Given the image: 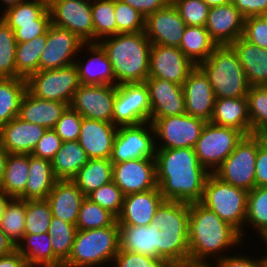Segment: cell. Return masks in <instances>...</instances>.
Wrapping results in <instances>:
<instances>
[{
	"label": "cell",
	"mask_w": 267,
	"mask_h": 267,
	"mask_svg": "<svg viewBox=\"0 0 267 267\" xmlns=\"http://www.w3.org/2000/svg\"><path fill=\"white\" fill-rule=\"evenodd\" d=\"M171 3L186 26L205 27L210 7L203 0H173Z\"/></svg>",
	"instance_id": "obj_52"
},
{
	"label": "cell",
	"mask_w": 267,
	"mask_h": 267,
	"mask_svg": "<svg viewBox=\"0 0 267 267\" xmlns=\"http://www.w3.org/2000/svg\"><path fill=\"white\" fill-rule=\"evenodd\" d=\"M232 3L245 19L267 12V0H232Z\"/></svg>",
	"instance_id": "obj_59"
},
{
	"label": "cell",
	"mask_w": 267,
	"mask_h": 267,
	"mask_svg": "<svg viewBox=\"0 0 267 267\" xmlns=\"http://www.w3.org/2000/svg\"><path fill=\"white\" fill-rule=\"evenodd\" d=\"M7 155L8 153L2 147L1 142H0V184L4 176V169H5Z\"/></svg>",
	"instance_id": "obj_65"
},
{
	"label": "cell",
	"mask_w": 267,
	"mask_h": 267,
	"mask_svg": "<svg viewBox=\"0 0 267 267\" xmlns=\"http://www.w3.org/2000/svg\"><path fill=\"white\" fill-rule=\"evenodd\" d=\"M31 0H1L0 2L3 4L2 6H5L3 11L6 10L9 7L15 6L17 3L20 2H27Z\"/></svg>",
	"instance_id": "obj_67"
},
{
	"label": "cell",
	"mask_w": 267,
	"mask_h": 267,
	"mask_svg": "<svg viewBox=\"0 0 267 267\" xmlns=\"http://www.w3.org/2000/svg\"><path fill=\"white\" fill-rule=\"evenodd\" d=\"M27 90L39 99L64 102L70 105L81 85L74 64L57 69L39 70L27 79Z\"/></svg>",
	"instance_id": "obj_8"
},
{
	"label": "cell",
	"mask_w": 267,
	"mask_h": 267,
	"mask_svg": "<svg viewBox=\"0 0 267 267\" xmlns=\"http://www.w3.org/2000/svg\"><path fill=\"white\" fill-rule=\"evenodd\" d=\"M91 11L94 27V43L117 34L114 0L92 1Z\"/></svg>",
	"instance_id": "obj_45"
},
{
	"label": "cell",
	"mask_w": 267,
	"mask_h": 267,
	"mask_svg": "<svg viewBox=\"0 0 267 267\" xmlns=\"http://www.w3.org/2000/svg\"><path fill=\"white\" fill-rule=\"evenodd\" d=\"M83 117L70 106L62 113L53 130L63 142L77 141Z\"/></svg>",
	"instance_id": "obj_54"
},
{
	"label": "cell",
	"mask_w": 267,
	"mask_h": 267,
	"mask_svg": "<svg viewBox=\"0 0 267 267\" xmlns=\"http://www.w3.org/2000/svg\"><path fill=\"white\" fill-rule=\"evenodd\" d=\"M85 197L72 180H57L46 200L50 204L53 217L76 225Z\"/></svg>",
	"instance_id": "obj_27"
},
{
	"label": "cell",
	"mask_w": 267,
	"mask_h": 267,
	"mask_svg": "<svg viewBox=\"0 0 267 267\" xmlns=\"http://www.w3.org/2000/svg\"><path fill=\"white\" fill-rule=\"evenodd\" d=\"M242 37L260 48L267 49L266 21L261 16L246 18Z\"/></svg>",
	"instance_id": "obj_56"
},
{
	"label": "cell",
	"mask_w": 267,
	"mask_h": 267,
	"mask_svg": "<svg viewBox=\"0 0 267 267\" xmlns=\"http://www.w3.org/2000/svg\"><path fill=\"white\" fill-rule=\"evenodd\" d=\"M217 47L203 26H186L180 46L183 54L195 65L205 61Z\"/></svg>",
	"instance_id": "obj_35"
},
{
	"label": "cell",
	"mask_w": 267,
	"mask_h": 267,
	"mask_svg": "<svg viewBox=\"0 0 267 267\" xmlns=\"http://www.w3.org/2000/svg\"><path fill=\"white\" fill-rule=\"evenodd\" d=\"M247 196V190L225 183L211 173L206 180L200 203L237 229L243 238Z\"/></svg>",
	"instance_id": "obj_6"
},
{
	"label": "cell",
	"mask_w": 267,
	"mask_h": 267,
	"mask_svg": "<svg viewBox=\"0 0 267 267\" xmlns=\"http://www.w3.org/2000/svg\"><path fill=\"white\" fill-rule=\"evenodd\" d=\"M98 43L111 62L116 86L145 82L149 74L152 46L145 32L119 33Z\"/></svg>",
	"instance_id": "obj_3"
},
{
	"label": "cell",
	"mask_w": 267,
	"mask_h": 267,
	"mask_svg": "<svg viewBox=\"0 0 267 267\" xmlns=\"http://www.w3.org/2000/svg\"><path fill=\"white\" fill-rule=\"evenodd\" d=\"M48 9V0H31L17 3L1 12L7 24L34 23Z\"/></svg>",
	"instance_id": "obj_49"
},
{
	"label": "cell",
	"mask_w": 267,
	"mask_h": 267,
	"mask_svg": "<svg viewBox=\"0 0 267 267\" xmlns=\"http://www.w3.org/2000/svg\"><path fill=\"white\" fill-rule=\"evenodd\" d=\"M119 241L118 222L104 228L78 230L63 267H100L107 266L108 262L112 264L120 249Z\"/></svg>",
	"instance_id": "obj_5"
},
{
	"label": "cell",
	"mask_w": 267,
	"mask_h": 267,
	"mask_svg": "<svg viewBox=\"0 0 267 267\" xmlns=\"http://www.w3.org/2000/svg\"><path fill=\"white\" fill-rule=\"evenodd\" d=\"M245 225L256 231L261 240L267 236V186L248 191Z\"/></svg>",
	"instance_id": "obj_40"
},
{
	"label": "cell",
	"mask_w": 267,
	"mask_h": 267,
	"mask_svg": "<svg viewBox=\"0 0 267 267\" xmlns=\"http://www.w3.org/2000/svg\"><path fill=\"white\" fill-rule=\"evenodd\" d=\"M186 24L172 3L145 18V34L153 44L179 47Z\"/></svg>",
	"instance_id": "obj_18"
},
{
	"label": "cell",
	"mask_w": 267,
	"mask_h": 267,
	"mask_svg": "<svg viewBox=\"0 0 267 267\" xmlns=\"http://www.w3.org/2000/svg\"><path fill=\"white\" fill-rule=\"evenodd\" d=\"M151 102L145 82L116 86L112 124L116 127L150 122Z\"/></svg>",
	"instance_id": "obj_10"
},
{
	"label": "cell",
	"mask_w": 267,
	"mask_h": 267,
	"mask_svg": "<svg viewBox=\"0 0 267 267\" xmlns=\"http://www.w3.org/2000/svg\"><path fill=\"white\" fill-rule=\"evenodd\" d=\"M117 129L112 123L83 117L77 141L89 159H110Z\"/></svg>",
	"instance_id": "obj_22"
},
{
	"label": "cell",
	"mask_w": 267,
	"mask_h": 267,
	"mask_svg": "<svg viewBox=\"0 0 267 267\" xmlns=\"http://www.w3.org/2000/svg\"><path fill=\"white\" fill-rule=\"evenodd\" d=\"M26 200L12 197L0 221V228L15 246L25 234Z\"/></svg>",
	"instance_id": "obj_43"
},
{
	"label": "cell",
	"mask_w": 267,
	"mask_h": 267,
	"mask_svg": "<svg viewBox=\"0 0 267 267\" xmlns=\"http://www.w3.org/2000/svg\"><path fill=\"white\" fill-rule=\"evenodd\" d=\"M153 223L166 233H188L189 203L164 200L155 212Z\"/></svg>",
	"instance_id": "obj_34"
},
{
	"label": "cell",
	"mask_w": 267,
	"mask_h": 267,
	"mask_svg": "<svg viewBox=\"0 0 267 267\" xmlns=\"http://www.w3.org/2000/svg\"><path fill=\"white\" fill-rule=\"evenodd\" d=\"M262 267H267V253L262 254Z\"/></svg>",
	"instance_id": "obj_68"
},
{
	"label": "cell",
	"mask_w": 267,
	"mask_h": 267,
	"mask_svg": "<svg viewBox=\"0 0 267 267\" xmlns=\"http://www.w3.org/2000/svg\"><path fill=\"white\" fill-rule=\"evenodd\" d=\"M256 187L267 186V139L258 147L255 162Z\"/></svg>",
	"instance_id": "obj_60"
},
{
	"label": "cell",
	"mask_w": 267,
	"mask_h": 267,
	"mask_svg": "<svg viewBox=\"0 0 267 267\" xmlns=\"http://www.w3.org/2000/svg\"><path fill=\"white\" fill-rule=\"evenodd\" d=\"M210 122L237 129L245 136L250 135L247 97L216 99Z\"/></svg>",
	"instance_id": "obj_30"
},
{
	"label": "cell",
	"mask_w": 267,
	"mask_h": 267,
	"mask_svg": "<svg viewBox=\"0 0 267 267\" xmlns=\"http://www.w3.org/2000/svg\"><path fill=\"white\" fill-rule=\"evenodd\" d=\"M62 139L53 129H47L44 135L39 139L31 155L52 161L57 151L62 146Z\"/></svg>",
	"instance_id": "obj_57"
},
{
	"label": "cell",
	"mask_w": 267,
	"mask_h": 267,
	"mask_svg": "<svg viewBox=\"0 0 267 267\" xmlns=\"http://www.w3.org/2000/svg\"><path fill=\"white\" fill-rule=\"evenodd\" d=\"M185 112L209 122L213 115L215 94L209 80L196 66L182 84Z\"/></svg>",
	"instance_id": "obj_19"
},
{
	"label": "cell",
	"mask_w": 267,
	"mask_h": 267,
	"mask_svg": "<svg viewBox=\"0 0 267 267\" xmlns=\"http://www.w3.org/2000/svg\"><path fill=\"white\" fill-rule=\"evenodd\" d=\"M67 107L64 102L39 99L27 90L21 101L18 117L46 129H53Z\"/></svg>",
	"instance_id": "obj_28"
},
{
	"label": "cell",
	"mask_w": 267,
	"mask_h": 267,
	"mask_svg": "<svg viewBox=\"0 0 267 267\" xmlns=\"http://www.w3.org/2000/svg\"><path fill=\"white\" fill-rule=\"evenodd\" d=\"M46 130L17 116L0 127V142L7 153L30 155Z\"/></svg>",
	"instance_id": "obj_24"
},
{
	"label": "cell",
	"mask_w": 267,
	"mask_h": 267,
	"mask_svg": "<svg viewBox=\"0 0 267 267\" xmlns=\"http://www.w3.org/2000/svg\"><path fill=\"white\" fill-rule=\"evenodd\" d=\"M28 169L29 154L8 153L0 190L11 197L19 198L25 192Z\"/></svg>",
	"instance_id": "obj_36"
},
{
	"label": "cell",
	"mask_w": 267,
	"mask_h": 267,
	"mask_svg": "<svg viewBox=\"0 0 267 267\" xmlns=\"http://www.w3.org/2000/svg\"><path fill=\"white\" fill-rule=\"evenodd\" d=\"M11 198H12L11 196L7 195L5 192L0 190V221L4 215L7 204Z\"/></svg>",
	"instance_id": "obj_64"
},
{
	"label": "cell",
	"mask_w": 267,
	"mask_h": 267,
	"mask_svg": "<svg viewBox=\"0 0 267 267\" xmlns=\"http://www.w3.org/2000/svg\"><path fill=\"white\" fill-rule=\"evenodd\" d=\"M77 231L76 225L52 216L48 234L51 236L52 251L62 263L71 253Z\"/></svg>",
	"instance_id": "obj_44"
},
{
	"label": "cell",
	"mask_w": 267,
	"mask_h": 267,
	"mask_svg": "<svg viewBox=\"0 0 267 267\" xmlns=\"http://www.w3.org/2000/svg\"><path fill=\"white\" fill-rule=\"evenodd\" d=\"M244 136L237 129L206 122L194 146L199 163L213 173Z\"/></svg>",
	"instance_id": "obj_9"
},
{
	"label": "cell",
	"mask_w": 267,
	"mask_h": 267,
	"mask_svg": "<svg viewBox=\"0 0 267 267\" xmlns=\"http://www.w3.org/2000/svg\"><path fill=\"white\" fill-rule=\"evenodd\" d=\"M161 259L171 267H189L188 233L161 230Z\"/></svg>",
	"instance_id": "obj_41"
},
{
	"label": "cell",
	"mask_w": 267,
	"mask_h": 267,
	"mask_svg": "<svg viewBox=\"0 0 267 267\" xmlns=\"http://www.w3.org/2000/svg\"><path fill=\"white\" fill-rule=\"evenodd\" d=\"M0 267H28L25 258L17 251L0 256Z\"/></svg>",
	"instance_id": "obj_62"
},
{
	"label": "cell",
	"mask_w": 267,
	"mask_h": 267,
	"mask_svg": "<svg viewBox=\"0 0 267 267\" xmlns=\"http://www.w3.org/2000/svg\"><path fill=\"white\" fill-rule=\"evenodd\" d=\"M145 84L149 90L151 118H165L185 114L182 85L164 78L148 77Z\"/></svg>",
	"instance_id": "obj_21"
},
{
	"label": "cell",
	"mask_w": 267,
	"mask_h": 267,
	"mask_svg": "<svg viewBox=\"0 0 267 267\" xmlns=\"http://www.w3.org/2000/svg\"><path fill=\"white\" fill-rule=\"evenodd\" d=\"M92 202L118 217L122 211L124 195L113 182L103 185L86 196Z\"/></svg>",
	"instance_id": "obj_51"
},
{
	"label": "cell",
	"mask_w": 267,
	"mask_h": 267,
	"mask_svg": "<svg viewBox=\"0 0 267 267\" xmlns=\"http://www.w3.org/2000/svg\"><path fill=\"white\" fill-rule=\"evenodd\" d=\"M150 122L155 132L156 148L165 149L194 148L206 124L205 120L187 113L165 118H150Z\"/></svg>",
	"instance_id": "obj_11"
},
{
	"label": "cell",
	"mask_w": 267,
	"mask_h": 267,
	"mask_svg": "<svg viewBox=\"0 0 267 267\" xmlns=\"http://www.w3.org/2000/svg\"><path fill=\"white\" fill-rule=\"evenodd\" d=\"M89 161L85 150L78 141L63 142L52 162V170L57 180H72Z\"/></svg>",
	"instance_id": "obj_33"
},
{
	"label": "cell",
	"mask_w": 267,
	"mask_h": 267,
	"mask_svg": "<svg viewBox=\"0 0 267 267\" xmlns=\"http://www.w3.org/2000/svg\"><path fill=\"white\" fill-rule=\"evenodd\" d=\"M242 240L245 237L216 213L200 202L189 203V267H207L208 260L227 256L231 247L244 244Z\"/></svg>",
	"instance_id": "obj_2"
},
{
	"label": "cell",
	"mask_w": 267,
	"mask_h": 267,
	"mask_svg": "<svg viewBox=\"0 0 267 267\" xmlns=\"http://www.w3.org/2000/svg\"><path fill=\"white\" fill-rule=\"evenodd\" d=\"M52 212L46 199L26 200L25 234L48 232Z\"/></svg>",
	"instance_id": "obj_47"
},
{
	"label": "cell",
	"mask_w": 267,
	"mask_h": 267,
	"mask_svg": "<svg viewBox=\"0 0 267 267\" xmlns=\"http://www.w3.org/2000/svg\"><path fill=\"white\" fill-rule=\"evenodd\" d=\"M118 225L119 250L161 259V231L153 222L146 226Z\"/></svg>",
	"instance_id": "obj_25"
},
{
	"label": "cell",
	"mask_w": 267,
	"mask_h": 267,
	"mask_svg": "<svg viewBox=\"0 0 267 267\" xmlns=\"http://www.w3.org/2000/svg\"><path fill=\"white\" fill-rule=\"evenodd\" d=\"M265 21H266V23H267V12L266 13H264V14H262V15H260Z\"/></svg>",
	"instance_id": "obj_70"
},
{
	"label": "cell",
	"mask_w": 267,
	"mask_h": 267,
	"mask_svg": "<svg viewBox=\"0 0 267 267\" xmlns=\"http://www.w3.org/2000/svg\"><path fill=\"white\" fill-rule=\"evenodd\" d=\"M210 8L219 5H225L232 2V0H203Z\"/></svg>",
	"instance_id": "obj_66"
},
{
	"label": "cell",
	"mask_w": 267,
	"mask_h": 267,
	"mask_svg": "<svg viewBox=\"0 0 267 267\" xmlns=\"http://www.w3.org/2000/svg\"><path fill=\"white\" fill-rule=\"evenodd\" d=\"M112 262L114 267H171L163 259L124 250H119Z\"/></svg>",
	"instance_id": "obj_55"
},
{
	"label": "cell",
	"mask_w": 267,
	"mask_h": 267,
	"mask_svg": "<svg viewBox=\"0 0 267 267\" xmlns=\"http://www.w3.org/2000/svg\"><path fill=\"white\" fill-rule=\"evenodd\" d=\"M29 174L25 192L19 197L24 200L47 199L57 181L52 162L29 155Z\"/></svg>",
	"instance_id": "obj_32"
},
{
	"label": "cell",
	"mask_w": 267,
	"mask_h": 267,
	"mask_svg": "<svg viewBox=\"0 0 267 267\" xmlns=\"http://www.w3.org/2000/svg\"><path fill=\"white\" fill-rule=\"evenodd\" d=\"M115 85L81 84L70 107L82 117L112 123Z\"/></svg>",
	"instance_id": "obj_15"
},
{
	"label": "cell",
	"mask_w": 267,
	"mask_h": 267,
	"mask_svg": "<svg viewBox=\"0 0 267 267\" xmlns=\"http://www.w3.org/2000/svg\"><path fill=\"white\" fill-rule=\"evenodd\" d=\"M112 181L124 196L156 188L155 158L133 159L113 164Z\"/></svg>",
	"instance_id": "obj_16"
},
{
	"label": "cell",
	"mask_w": 267,
	"mask_h": 267,
	"mask_svg": "<svg viewBox=\"0 0 267 267\" xmlns=\"http://www.w3.org/2000/svg\"><path fill=\"white\" fill-rule=\"evenodd\" d=\"M51 24L74 33L84 43H94L91 1L48 0Z\"/></svg>",
	"instance_id": "obj_13"
},
{
	"label": "cell",
	"mask_w": 267,
	"mask_h": 267,
	"mask_svg": "<svg viewBox=\"0 0 267 267\" xmlns=\"http://www.w3.org/2000/svg\"><path fill=\"white\" fill-rule=\"evenodd\" d=\"M230 46L237 53L250 86H267V49L248 42L242 36Z\"/></svg>",
	"instance_id": "obj_29"
},
{
	"label": "cell",
	"mask_w": 267,
	"mask_h": 267,
	"mask_svg": "<svg viewBox=\"0 0 267 267\" xmlns=\"http://www.w3.org/2000/svg\"><path fill=\"white\" fill-rule=\"evenodd\" d=\"M114 12L119 33H137L145 31V17L121 0H114Z\"/></svg>",
	"instance_id": "obj_50"
},
{
	"label": "cell",
	"mask_w": 267,
	"mask_h": 267,
	"mask_svg": "<svg viewBox=\"0 0 267 267\" xmlns=\"http://www.w3.org/2000/svg\"><path fill=\"white\" fill-rule=\"evenodd\" d=\"M245 255H241V253L233 255L231 254L230 256H224L220 259L214 260L215 262H211L208 264L207 267H262V256L257 257L255 259V257L253 258V256H247L246 253H244Z\"/></svg>",
	"instance_id": "obj_58"
},
{
	"label": "cell",
	"mask_w": 267,
	"mask_h": 267,
	"mask_svg": "<svg viewBox=\"0 0 267 267\" xmlns=\"http://www.w3.org/2000/svg\"><path fill=\"white\" fill-rule=\"evenodd\" d=\"M156 182L164 200L200 202L211 174L197 158L194 148H156Z\"/></svg>",
	"instance_id": "obj_1"
},
{
	"label": "cell",
	"mask_w": 267,
	"mask_h": 267,
	"mask_svg": "<svg viewBox=\"0 0 267 267\" xmlns=\"http://www.w3.org/2000/svg\"><path fill=\"white\" fill-rule=\"evenodd\" d=\"M117 217L85 197L78 213L76 227L78 230L104 228L114 225Z\"/></svg>",
	"instance_id": "obj_46"
},
{
	"label": "cell",
	"mask_w": 267,
	"mask_h": 267,
	"mask_svg": "<svg viewBox=\"0 0 267 267\" xmlns=\"http://www.w3.org/2000/svg\"><path fill=\"white\" fill-rule=\"evenodd\" d=\"M244 20L231 2L210 8L205 28L217 46L231 45L243 35Z\"/></svg>",
	"instance_id": "obj_20"
},
{
	"label": "cell",
	"mask_w": 267,
	"mask_h": 267,
	"mask_svg": "<svg viewBox=\"0 0 267 267\" xmlns=\"http://www.w3.org/2000/svg\"><path fill=\"white\" fill-rule=\"evenodd\" d=\"M264 242V244H265V249H266V252H267V236L263 239V241L261 242V243H263Z\"/></svg>",
	"instance_id": "obj_69"
},
{
	"label": "cell",
	"mask_w": 267,
	"mask_h": 267,
	"mask_svg": "<svg viewBox=\"0 0 267 267\" xmlns=\"http://www.w3.org/2000/svg\"><path fill=\"white\" fill-rule=\"evenodd\" d=\"M83 49L87 50L89 56L86 63H82L80 58H77L74 65L77 68L79 81L81 84L90 85H115L116 80L112 71L111 62L102 48L97 43H84ZM78 59H80L78 61Z\"/></svg>",
	"instance_id": "obj_26"
},
{
	"label": "cell",
	"mask_w": 267,
	"mask_h": 267,
	"mask_svg": "<svg viewBox=\"0 0 267 267\" xmlns=\"http://www.w3.org/2000/svg\"><path fill=\"white\" fill-rule=\"evenodd\" d=\"M197 67L209 80L216 99L246 97L250 84L237 53L230 45L217 46Z\"/></svg>",
	"instance_id": "obj_4"
},
{
	"label": "cell",
	"mask_w": 267,
	"mask_h": 267,
	"mask_svg": "<svg viewBox=\"0 0 267 267\" xmlns=\"http://www.w3.org/2000/svg\"><path fill=\"white\" fill-rule=\"evenodd\" d=\"M16 45L14 31L0 18V78H16Z\"/></svg>",
	"instance_id": "obj_48"
},
{
	"label": "cell",
	"mask_w": 267,
	"mask_h": 267,
	"mask_svg": "<svg viewBox=\"0 0 267 267\" xmlns=\"http://www.w3.org/2000/svg\"><path fill=\"white\" fill-rule=\"evenodd\" d=\"M14 250H16V246L0 228V256L10 254Z\"/></svg>",
	"instance_id": "obj_63"
},
{
	"label": "cell",
	"mask_w": 267,
	"mask_h": 267,
	"mask_svg": "<svg viewBox=\"0 0 267 267\" xmlns=\"http://www.w3.org/2000/svg\"><path fill=\"white\" fill-rule=\"evenodd\" d=\"M84 42L67 29L50 25L45 49L39 58V70L57 69L74 64L75 57L84 52ZM77 54V55H76Z\"/></svg>",
	"instance_id": "obj_14"
},
{
	"label": "cell",
	"mask_w": 267,
	"mask_h": 267,
	"mask_svg": "<svg viewBox=\"0 0 267 267\" xmlns=\"http://www.w3.org/2000/svg\"><path fill=\"white\" fill-rule=\"evenodd\" d=\"M155 132L151 122L118 127L110 161L120 163L133 159L155 158Z\"/></svg>",
	"instance_id": "obj_12"
},
{
	"label": "cell",
	"mask_w": 267,
	"mask_h": 267,
	"mask_svg": "<svg viewBox=\"0 0 267 267\" xmlns=\"http://www.w3.org/2000/svg\"><path fill=\"white\" fill-rule=\"evenodd\" d=\"M250 135H267V86H250L246 95Z\"/></svg>",
	"instance_id": "obj_42"
},
{
	"label": "cell",
	"mask_w": 267,
	"mask_h": 267,
	"mask_svg": "<svg viewBox=\"0 0 267 267\" xmlns=\"http://www.w3.org/2000/svg\"><path fill=\"white\" fill-rule=\"evenodd\" d=\"M128 4L138 12H140L145 18L155 13L157 10L163 9L168 3V0H121Z\"/></svg>",
	"instance_id": "obj_61"
},
{
	"label": "cell",
	"mask_w": 267,
	"mask_h": 267,
	"mask_svg": "<svg viewBox=\"0 0 267 267\" xmlns=\"http://www.w3.org/2000/svg\"><path fill=\"white\" fill-rule=\"evenodd\" d=\"M26 91L25 78H0V127L19 115L20 104Z\"/></svg>",
	"instance_id": "obj_37"
},
{
	"label": "cell",
	"mask_w": 267,
	"mask_h": 267,
	"mask_svg": "<svg viewBox=\"0 0 267 267\" xmlns=\"http://www.w3.org/2000/svg\"><path fill=\"white\" fill-rule=\"evenodd\" d=\"M14 31L17 44L28 42L36 37L46 34L51 25V16L47 9L34 23L8 24Z\"/></svg>",
	"instance_id": "obj_53"
},
{
	"label": "cell",
	"mask_w": 267,
	"mask_h": 267,
	"mask_svg": "<svg viewBox=\"0 0 267 267\" xmlns=\"http://www.w3.org/2000/svg\"><path fill=\"white\" fill-rule=\"evenodd\" d=\"M113 163L110 159H89L72 181L85 196L112 181Z\"/></svg>",
	"instance_id": "obj_38"
},
{
	"label": "cell",
	"mask_w": 267,
	"mask_h": 267,
	"mask_svg": "<svg viewBox=\"0 0 267 267\" xmlns=\"http://www.w3.org/2000/svg\"><path fill=\"white\" fill-rule=\"evenodd\" d=\"M196 66L178 47L153 44L148 77L164 78L182 85Z\"/></svg>",
	"instance_id": "obj_17"
},
{
	"label": "cell",
	"mask_w": 267,
	"mask_h": 267,
	"mask_svg": "<svg viewBox=\"0 0 267 267\" xmlns=\"http://www.w3.org/2000/svg\"><path fill=\"white\" fill-rule=\"evenodd\" d=\"M264 135H247L212 173L221 181L251 191L255 184V162Z\"/></svg>",
	"instance_id": "obj_7"
},
{
	"label": "cell",
	"mask_w": 267,
	"mask_h": 267,
	"mask_svg": "<svg viewBox=\"0 0 267 267\" xmlns=\"http://www.w3.org/2000/svg\"><path fill=\"white\" fill-rule=\"evenodd\" d=\"M51 236L43 234H24L16 250L25 258L28 267H63V263L54 255Z\"/></svg>",
	"instance_id": "obj_31"
},
{
	"label": "cell",
	"mask_w": 267,
	"mask_h": 267,
	"mask_svg": "<svg viewBox=\"0 0 267 267\" xmlns=\"http://www.w3.org/2000/svg\"><path fill=\"white\" fill-rule=\"evenodd\" d=\"M163 201L164 198L158 186L144 192L125 195L117 222L134 226L149 225L153 222L155 212Z\"/></svg>",
	"instance_id": "obj_23"
},
{
	"label": "cell",
	"mask_w": 267,
	"mask_h": 267,
	"mask_svg": "<svg viewBox=\"0 0 267 267\" xmlns=\"http://www.w3.org/2000/svg\"><path fill=\"white\" fill-rule=\"evenodd\" d=\"M46 41L47 33L16 45V78L27 79L31 74L39 71V58L45 49Z\"/></svg>",
	"instance_id": "obj_39"
}]
</instances>
